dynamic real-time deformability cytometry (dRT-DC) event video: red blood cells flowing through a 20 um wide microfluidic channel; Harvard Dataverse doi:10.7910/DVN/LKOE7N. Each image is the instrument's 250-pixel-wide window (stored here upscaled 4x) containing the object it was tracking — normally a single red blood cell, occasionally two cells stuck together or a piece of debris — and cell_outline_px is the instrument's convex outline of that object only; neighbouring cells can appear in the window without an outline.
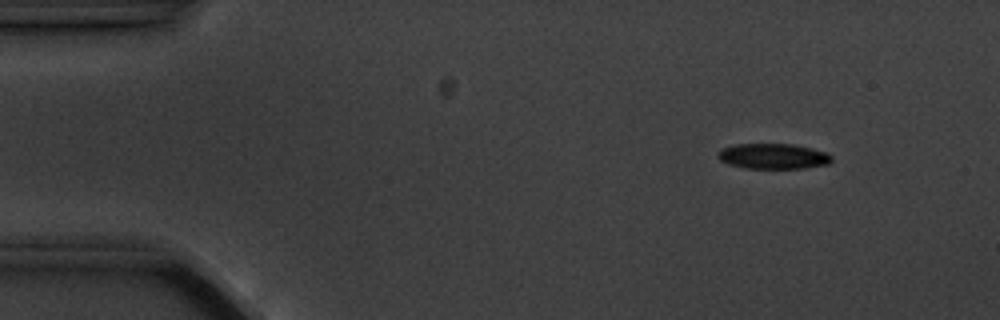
{"species": "common noctule bat (a hibernating species)", "species_latin": "Nyctalus noctula", "temperature_condition": "cold", "stored_images_in_passage": 9, "camera_frame_rate_fps": 3000, "um_per_image_px": 0.085, "animal": {"sex": "male", "body_mass_g": 20.1, "forearm_length_mm": 53.5}, "frame": {"image": 1, "passage_image": 2, "time_ms": 1.0, "image_size_px": [1000, 320], "cell_outline_px": [[832, 160], [828, 164], [804, 168], [744, 168], [728, 164], [720, 160], [716, 156], [724, 148], [736, 144], [792, 144], [812, 148], [824, 152], [832, 156]], "centroid_in_image_um": [65.72, 13.28], "position_along_channel_um": 19.3, "area_um2": 16.7}}
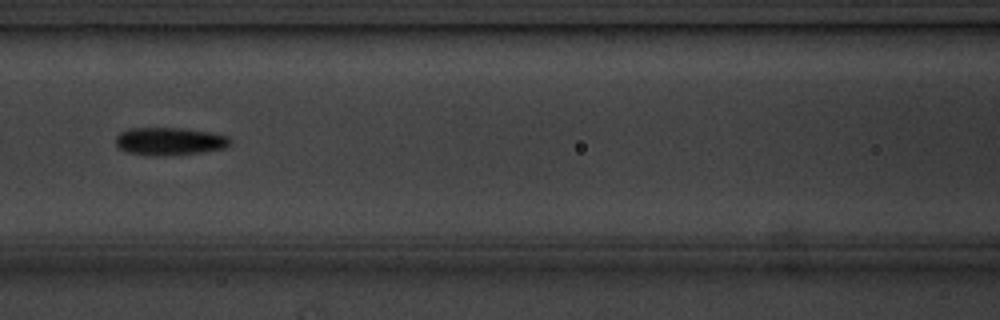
{"frame": {"image": 2, "passage_image": 7, "time_ms": 7.0, "image_size_px": [1000, 320], "cell_outline_px": [[232, 140], [224, 148], [200, 152], [164, 156], [156, 156], [128, 152], [120, 148], [116, 144], [116, 136], [120, 132], [128, 128], [184, 128], [212, 132], [228, 136]], "centroid_in_image_um": [14.41, 12.0], "position_along_channel_um": 152.2, "area_um2": 18.5}}